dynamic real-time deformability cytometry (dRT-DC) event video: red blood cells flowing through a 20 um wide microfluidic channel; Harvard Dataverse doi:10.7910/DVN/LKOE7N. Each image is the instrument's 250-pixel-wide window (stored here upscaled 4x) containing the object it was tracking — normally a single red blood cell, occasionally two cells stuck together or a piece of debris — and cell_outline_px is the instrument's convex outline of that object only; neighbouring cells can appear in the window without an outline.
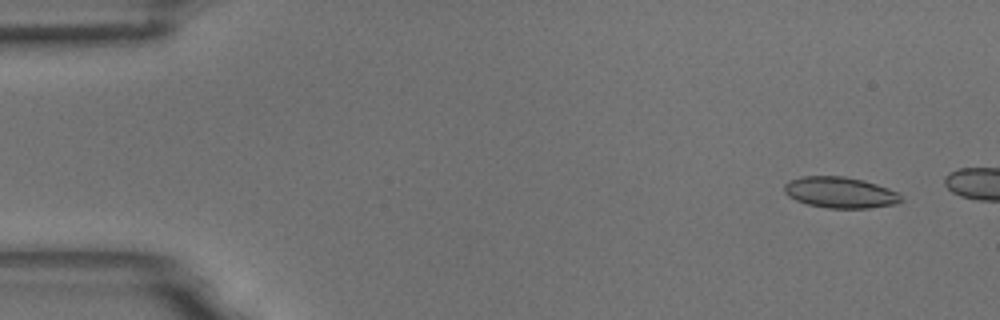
{"species": "common noctule bat (a hibernating species)", "species_latin": "Nyctalus noctula", "temperature_condition": "room temperature", "stored_images_in_passage": 5, "camera_frame_rate_fps": 3000, "um_per_image_px": 0.085, "animal": {"sex": "male", "body_mass_g": 18.8}, "frame": {"image": 1, "passage_image": 2, "time_ms": 0.333, "image_size_px": [1000, 320], "cell_outline_px": [[904, 200], [896, 204], [868, 208], [828, 208], [808, 204], [796, 200], [788, 196], [784, 192], [784, 184], [788, 180], [800, 176], [844, 176], [864, 180], [888, 188], [896, 192]], "centroid_in_image_um": [71.39, 16.35], "position_along_channel_um": 13.6, "area_um2": 21.21}}